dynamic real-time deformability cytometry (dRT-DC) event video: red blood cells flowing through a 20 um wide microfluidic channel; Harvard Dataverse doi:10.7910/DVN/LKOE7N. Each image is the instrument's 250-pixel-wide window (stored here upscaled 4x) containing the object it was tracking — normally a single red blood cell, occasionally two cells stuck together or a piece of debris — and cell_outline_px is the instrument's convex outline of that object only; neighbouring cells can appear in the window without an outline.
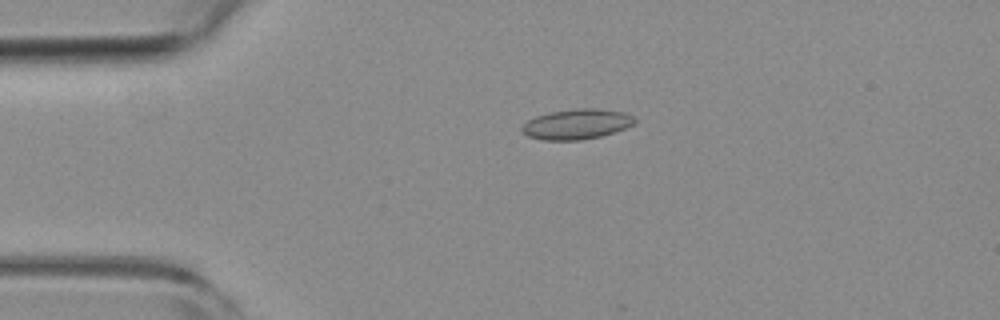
{"species": "common noctule bat (a hibernating species)", "species_latin": "Nyctalus noctula", "temperature_condition": "room temperature", "stored_images_in_passage": 15, "camera_frame_rate_fps": 3000, "um_per_image_px": 0.085, "animal": {"sex": "female", "body_mass_g": 19.3, "forearm_length_mm": 54.1}, "frame": {"image": 1, "passage_image": 12, "time_ms": 3.667, "image_size_px": [1000, 320], "cell_outline_px": [[636, 120], [632, 124], [624, 128], [600, 136], [580, 140], [544, 140], [528, 136], [520, 128], [528, 120], [536, 116], [552, 112], [576, 108], [596, 108], [624, 112], [632, 116]], "centroid_in_image_um": [49.0, 10.54], "position_along_channel_um": 36.0, "area_um2": 19.54}}